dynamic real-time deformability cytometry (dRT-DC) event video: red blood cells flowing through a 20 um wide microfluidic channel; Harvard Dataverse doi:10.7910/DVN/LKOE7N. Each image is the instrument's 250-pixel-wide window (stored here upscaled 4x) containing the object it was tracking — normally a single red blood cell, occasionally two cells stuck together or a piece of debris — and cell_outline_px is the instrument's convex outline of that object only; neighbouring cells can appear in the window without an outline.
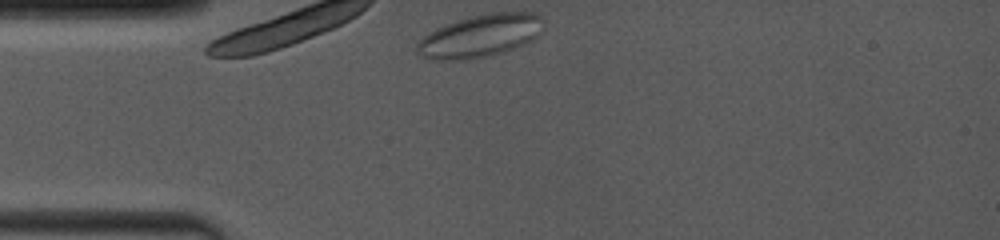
{"species": "common noctule bat (a hibernating species)", "species_latin": "Nyctalus noctula", "temperature_condition": "room temperature", "stored_images_in_passage": 26, "camera_frame_rate_fps": 4000, "um_per_image_px": 0.085, "animal": {"sex": "female", "body_mass_g": 19.0, "forearm_length_mm": 53.3}, "frame": {"image": 1, "passage_image": 1, "time_ms": 0.0, "image_size_px": [1000, 240], "cell_outline_px": [[544, 20], [536, 36], [532, 40], [524, 44], [504, 52], [464, 60], [432, 60], [420, 56], [416, 52], [416, 44], [424, 36], [436, 28], [456, 20], [472, 16], [492, 12], [536, 12]], "centroid_in_image_um": [40.79, 3.05], "position_along_channel_um": 44.2, "area_um2": 31.33}}